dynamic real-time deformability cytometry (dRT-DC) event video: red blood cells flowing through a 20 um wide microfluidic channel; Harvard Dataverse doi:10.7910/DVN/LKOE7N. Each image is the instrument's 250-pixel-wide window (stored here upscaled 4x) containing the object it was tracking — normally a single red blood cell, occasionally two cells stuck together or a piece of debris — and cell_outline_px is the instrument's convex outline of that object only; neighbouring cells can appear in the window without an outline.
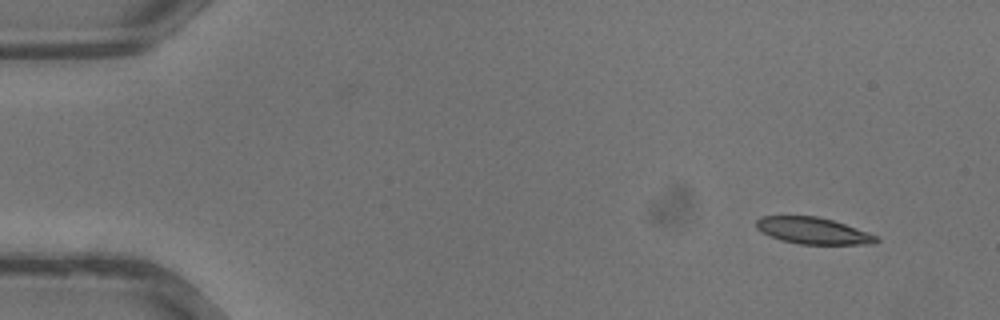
{"species": "common noctule bat (a hibernating species)", "species_latin": "Nyctalus noctula", "temperature_condition": "warm", "stored_images_in_passage": 8, "camera_frame_rate_fps": 3000, "um_per_image_px": 0.085, "animal": {"sex": "male", "body_mass_g": 13.3}, "frame": {"image": 1, "passage_image": 1, "time_ms": 0.0, "image_size_px": [1000, 320], "cell_outline_px": [[880, 240], [876, 244], [800, 244], [780, 240], [760, 232], [756, 228], [756, 220], [760, 216], [816, 216], [832, 220], [880, 236]], "centroid_in_image_um": [69.11, 19.62], "position_along_channel_um": 15.9, "area_um2": 18.73}}